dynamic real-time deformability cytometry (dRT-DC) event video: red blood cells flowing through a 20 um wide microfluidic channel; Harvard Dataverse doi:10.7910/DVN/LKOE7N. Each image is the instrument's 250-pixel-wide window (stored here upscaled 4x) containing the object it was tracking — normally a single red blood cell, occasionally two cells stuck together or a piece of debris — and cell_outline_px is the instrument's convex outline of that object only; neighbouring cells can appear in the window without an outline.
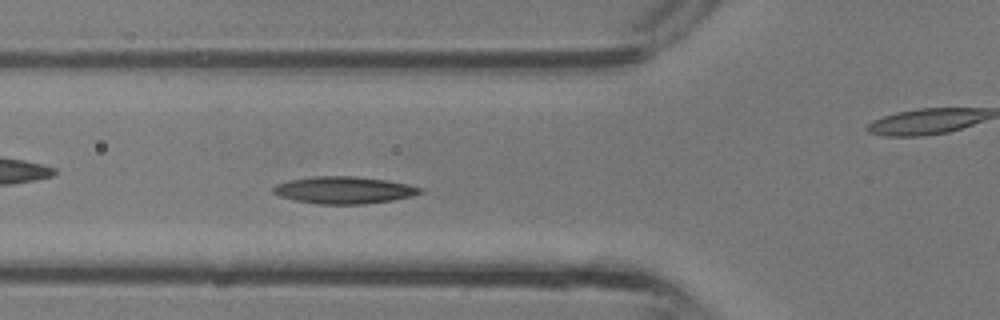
{"species": "common noctule bat (a hibernating species)", "species_latin": "Nyctalus noctula", "temperature_condition": "room temperature", "stored_images_in_passage": 17, "camera_frame_rate_fps": 3000, "um_per_image_px": 0.085, "animal": {"sex": "male", "body_mass_g": 13.3}, "frame": {"image": 1, "passage_image": 5, "time_ms": 1.333, "image_size_px": [1000, 320], "cell_outline_px": [[424, 192], [412, 196], [392, 200], [364, 204], [316, 204], [296, 200], [280, 196], [272, 192], [272, 188], [276, 184], [288, 180], [316, 176], [352, 176], [388, 180], [408, 184], [424, 188]], "centroid_in_image_um": [29.26, 16.15], "position_along_channel_um": 96.5, "area_um2": 23.29}}
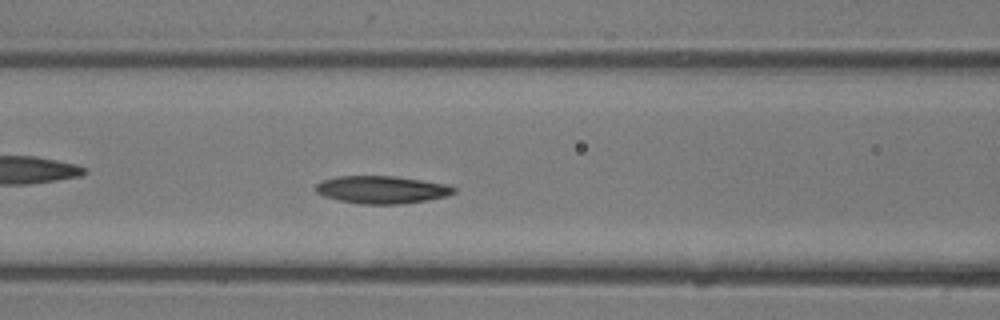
{"frame": {"image": 2, "passage_image": 7, "time_ms": 2.0, "image_size_px": [1000, 320], "cell_outline_px": [[456, 192], [444, 196], [428, 200], [400, 204], [360, 204], [340, 200], [324, 196], [316, 192], [316, 184], [324, 180], [336, 176], [392, 176], [420, 180], [444, 184], [456, 188]], "centroid_in_image_um": [32.43, 16.12], "position_along_channel_um": 134.2, "area_um2": 21.96}}